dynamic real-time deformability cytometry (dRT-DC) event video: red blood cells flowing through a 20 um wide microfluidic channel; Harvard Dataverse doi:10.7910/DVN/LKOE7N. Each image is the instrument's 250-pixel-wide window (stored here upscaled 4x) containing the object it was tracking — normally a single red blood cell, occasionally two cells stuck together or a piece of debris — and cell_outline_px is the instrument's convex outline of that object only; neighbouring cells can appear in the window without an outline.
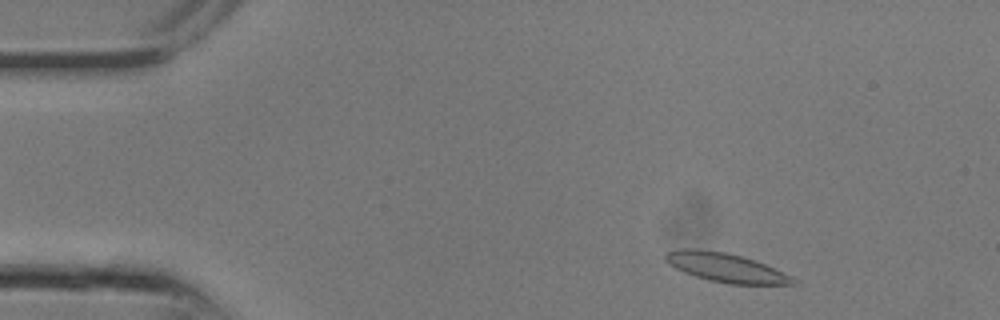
{"species": "common noctule bat (a hibernating species)", "species_latin": "Nyctalus noctula", "temperature_condition": "room temperature", "stored_images_in_passage": 8, "camera_frame_rate_fps": 3000, "um_per_image_px": 0.085, "animal": {"sex": "male", "body_mass_g": 13.3}, "frame": {"image": 1, "passage_image": 2, "time_ms": 0.333, "image_size_px": [1000, 320], "cell_outline_px": [[796, 284], [728, 284], [708, 280], [684, 272], [668, 264], [664, 260], [664, 252], [684, 248], [696, 248], [724, 252], [740, 256], [764, 264], [792, 276], [796, 280]], "centroid_in_image_um": [61.63, 22.74], "position_along_channel_um": 23.4, "area_um2": 21.39}}
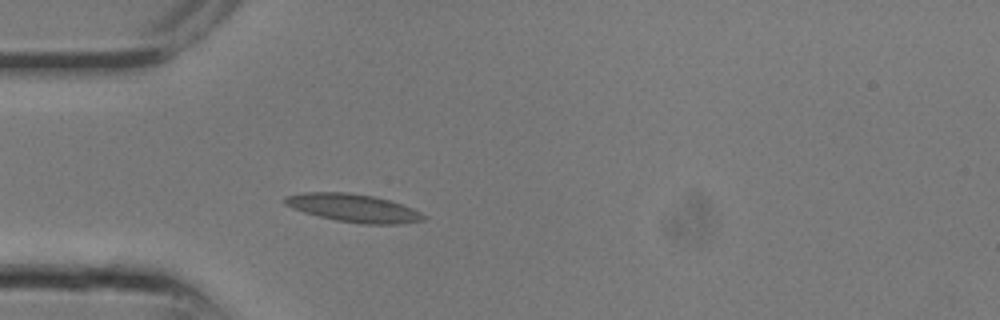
{"frame": {"image": 2, "passage_image": 6, "time_ms": 1.667, "image_size_px": [1000, 320], "cell_outline_px": [[428, 216], [424, 220], [400, 224], [364, 224], [336, 220], [304, 212], [292, 208], [284, 204], [284, 196], [304, 192], [348, 192], [372, 196], [388, 200], [412, 208]], "centroid_in_image_um": [30.03, 17.68], "position_along_channel_um": 55.0, "area_um2": 22.54}}
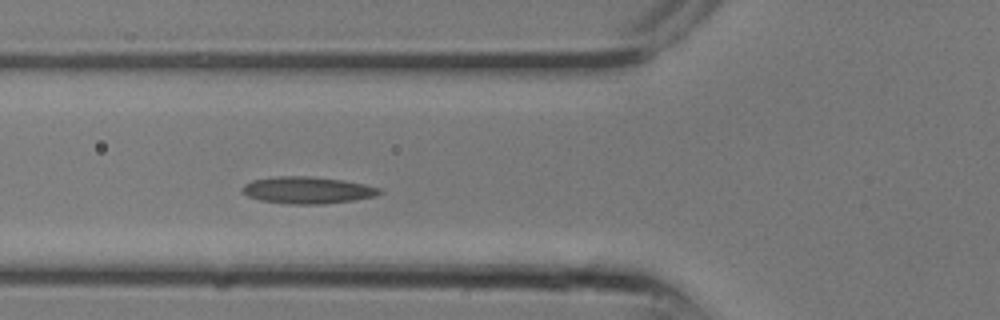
{"frame": {"image": 3, "passage_image": 8, "time_ms": 2.333, "image_size_px": [1000, 320], "cell_outline_px": [[384, 192], [376, 196], [352, 200], [324, 204], [288, 204], [260, 200], [248, 196], [240, 188], [244, 184], [252, 180], [276, 176], [308, 176], [344, 180], [364, 184], [380, 188]], "centroid_in_image_um": [26.14, 16.16], "position_along_channel_um": 99.7, "area_um2": 21.56}}